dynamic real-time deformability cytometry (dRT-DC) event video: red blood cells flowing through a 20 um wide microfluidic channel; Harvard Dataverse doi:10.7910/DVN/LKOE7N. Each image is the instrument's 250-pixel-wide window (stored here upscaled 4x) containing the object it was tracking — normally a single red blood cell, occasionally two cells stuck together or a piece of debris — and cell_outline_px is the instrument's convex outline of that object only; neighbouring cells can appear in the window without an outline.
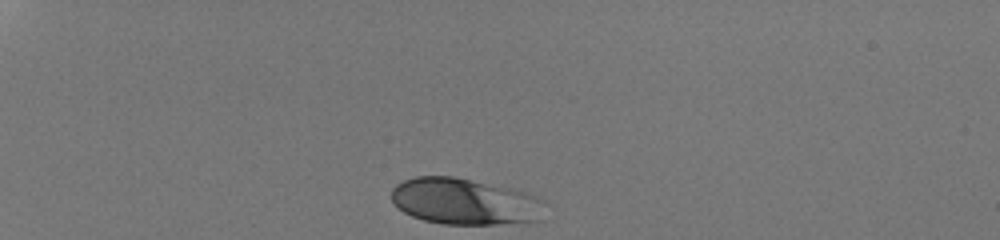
{"species": "human", "species_latin": "Homo sapiens", "temperature_condition": "room temperature", "stored_images_in_passage": 32, "camera_frame_rate_fps": 3000, "um_per_image_px": 0.085, "donor": {"sex": "male"}, "frame": {"image": 1, "passage_image": 1, "time_ms": 0.0, "image_size_px": [1000, 240], "cell_outline_px": [[536, 220], [496, 224], [444, 224], [424, 220], [412, 216], [404, 212], [392, 200], [392, 188], [396, 184], [404, 180], [416, 176], [452, 176], [512, 188], [524, 192], [532, 196], [536, 200]], "centroid_in_image_um": [39.31, 17.1], "position_along_channel_um": 45.7, "area_um2": 40.11}}
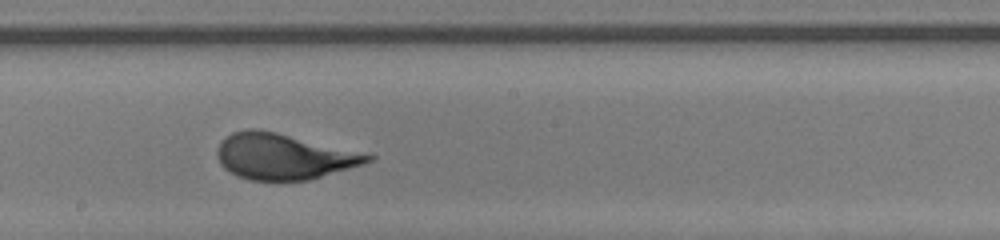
{"frame": {"image": 2, "passage_image": 19, "time_ms": 6.0, "image_size_px": [1000, 240], "cell_outline_px": [[376, 156], [372, 160], [364, 164], [308, 180], [252, 180], [236, 176], [224, 168], [220, 164], [216, 156], [216, 148], [220, 140], [232, 132], [248, 128], [256, 128], [276, 132]], "centroid_in_image_um": [24.03, 13.29], "position_along_channel_um": 224.2, "area_um2": 40.06}}
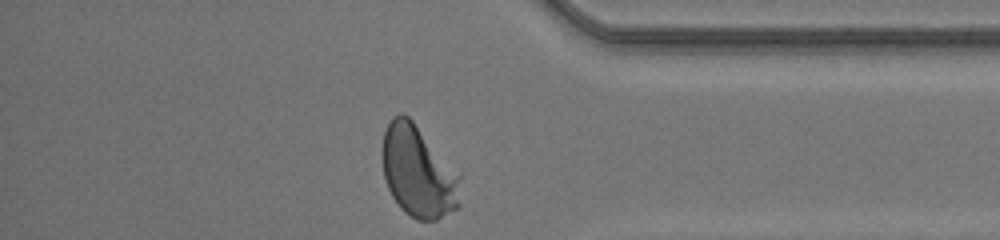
{"frame": {"image": 3, "passage_image": 32, "time_ms": 10.333, "image_size_px": [1000, 240], "cell_outline_px": [[460, 204], [456, 208], [436, 220], [416, 220], [404, 212], [400, 208], [392, 196], [388, 188], [384, 176], [380, 156], [380, 152], [384, 132], [392, 116], [400, 112], [408, 116], [412, 120], [460, 172]], "centroid_in_image_um": [35.53, 14.58], "position_along_channel_um": 399.7, "area_um2": 42.25}, "authors_computed_cell_mechanics": {"area_um2": 40.1421, "velocity_mm_per_s": 4.2074, "shape_relaxation_time_tau1_ms": 3.0112, "shape_relaxation_time_tau2_ms": null, "deformation_change_tau1": 0.1895, "deformation_change_tau2": null}}